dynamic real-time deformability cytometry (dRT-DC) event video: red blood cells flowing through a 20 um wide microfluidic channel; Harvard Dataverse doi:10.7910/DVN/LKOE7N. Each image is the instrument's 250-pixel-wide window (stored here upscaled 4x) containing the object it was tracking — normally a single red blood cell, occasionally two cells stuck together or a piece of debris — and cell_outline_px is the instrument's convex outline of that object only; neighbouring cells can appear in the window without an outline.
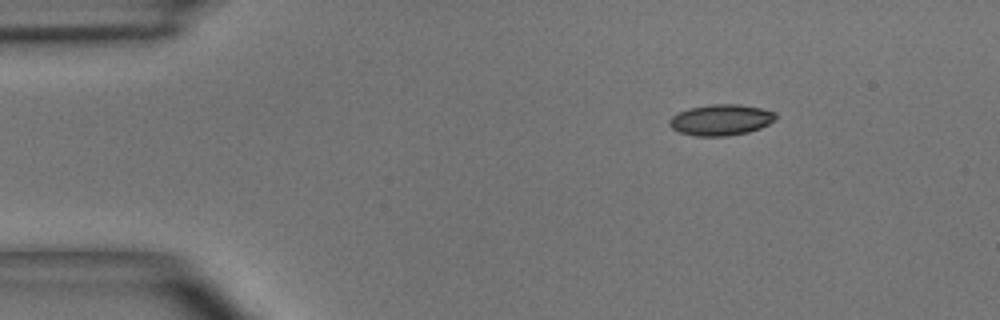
{"species": "common noctule bat (a hibernating species)", "species_latin": "Nyctalus noctula", "temperature_condition": "room temperature", "stored_images_in_passage": 4, "segment_of_instrument_passage": [2, 2], "camera_frame_rate_fps": 3000, "um_per_image_px": 0.085, "animal": {"sex": "male", "body_mass_g": 15.6}, "frame": {"image": 1, "passage_image": 4, "time_ms": 4.667, "image_size_px": [1000, 320], "cell_outline_px": [[776, 120], [760, 128], [748, 132], [728, 136], [696, 136], [680, 132], [672, 128], [668, 124], [668, 120], [672, 116], [688, 108], [712, 104], [740, 104], [760, 108], [776, 112]], "centroid_in_image_um": [61.28, 10.19], "position_along_channel_um": 23.7, "area_um2": 19.25}}